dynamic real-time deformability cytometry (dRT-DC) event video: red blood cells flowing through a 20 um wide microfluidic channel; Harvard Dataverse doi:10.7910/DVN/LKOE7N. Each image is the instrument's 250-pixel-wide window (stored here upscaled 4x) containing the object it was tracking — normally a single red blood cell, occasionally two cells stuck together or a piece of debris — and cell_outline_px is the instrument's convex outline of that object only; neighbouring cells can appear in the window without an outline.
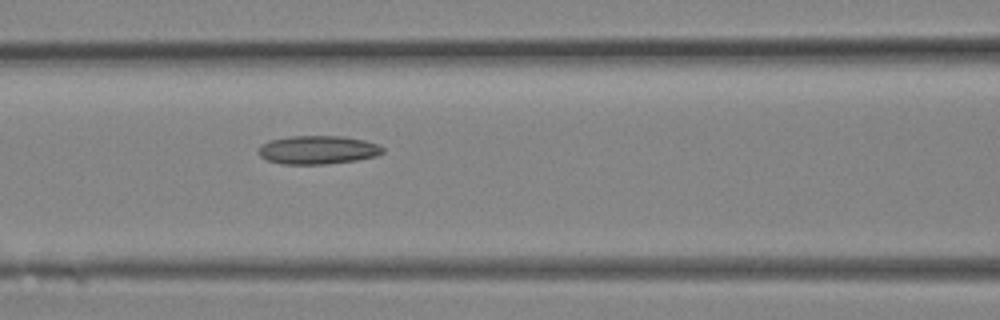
{"species": "Egyptian fruit bat (a non-hibernating species)", "species_latin": "Rousettus aegyptiacus", "temperature_condition": "room temperature", "stored_images_in_passage": 12, "camera_frame_rate_fps": 3000, "um_per_image_px": 0.085, "animal": {"sex": "female"}, "frame": {"image": 1, "passage_image": 12, "time_ms": 3.667, "image_size_px": [1000, 320], "cell_outline_px": [[384, 152], [376, 156], [356, 160], [324, 164], [284, 164], [268, 160], [260, 156], [256, 152], [260, 144], [268, 140], [288, 136], [344, 136], [364, 140], [376, 144], [384, 148]], "centroid_in_image_um": [26.97, 12.73], "position_along_channel_um": 139.6, "area_um2": 20.75}}